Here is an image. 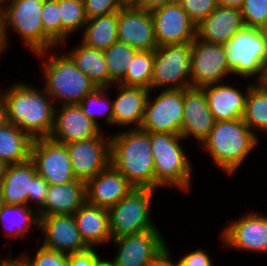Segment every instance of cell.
<instances>
[{
  "label": "cell",
  "instance_id": "1",
  "mask_svg": "<svg viewBox=\"0 0 267 266\" xmlns=\"http://www.w3.org/2000/svg\"><path fill=\"white\" fill-rule=\"evenodd\" d=\"M6 104L7 122L20 128L33 140L49 138L54 126L55 103L42 87L16 82L0 88Z\"/></svg>",
  "mask_w": 267,
  "mask_h": 266
},
{
  "label": "cell",
  "instance_id": "2",
  "mask_svg": "<svg viewBox=\"0 0 267 266\" xmlns=\"http://www.w3.org/2000/svg\"><path fill=\"white\" fill-rule=\"evenodd\" d=\"M110 164L134 188L155 190L154 158L150 134L141 129L110 133Z\"/></svg>",
  "mask_w": 267,
  "mask_h": 266
},
{
  "label": "cell",
  "instance_id": "3",
  "mask_svg": "<svg viewBox=\"0 0 267 266\" xmlns=\"http://www.w3.org/2000/svg\"><path fill=\"white\" fill-rule=\"evenodd\" d=\"M34 55L42 62L40 71L44 82L41 87L51 97L55 106L79 104L87 94L98 88L76 67L72 59L64 51L62 52L61 48L57 47Z\"/></svg>",
  "mask_w": 267,
  "mask_h": 266
},
{
  "label": "cell",
  "instance_id": "4",
  "mask_svg": "<svg viewBox=\"0 0 267 266\" xmlns=\"http://www.w3.org/2000/svg\"><path fill=\"white\" fill-rule=\"evenodd\" d=\"M259 138L244 123L243 119L216 121L207 139L201 145L211 156V162L225 175H235L256 147Z\"/></svg>",
  "mask_w": 267,
  "mask_h": 266
},
{
  "label": "cell",
  "instance_id": "5",
  "mask_svg": "<svg viewBox=\"0 0 267 266\" xmlns=\"http://www.w3.org/2000/svg\"><path fill=\"white\" fill-rule=\"evenodd\" d=\"M154 158L155 191L172 188L187 194L193 177L192 160L185 151L184 139L170 133H149Z\"/></svg>",
  "mask_w": 267,
  "mask_h": 266
},
{
  "label": "cell",
  "instance_id": "6",
  "mask_svg": "<svg viewBox=\"0 0 267 266\" xmlns=\"http://www.w3.org/2000/svg\"><path fill=\"white\" fill-rule=\"evenodd\" d=\"M43 6L44 0H6L1 11L7 52L10 32L13 31L32 55L57 48L44 34L41 23Z\"/></svg>",
  "mask_w": 267,
  "mask_h": 266
},
{
  "label": "cell",
  "instance_id": "7",
  "mask_svg": "<svg viewBox=\"0 0 267 266\" xmlns=\"http://www.w3.org/2000/svg\"><path fill=\"white\" fill-rule=\"evenodd\" d=\"M223 46L232 77L254 82L267 64V33L263 29L244 27Z\"/></svg>",
  "mask_w": 267,
  "mask_h": 266
},
{
  "label": "cell",
  "instance_id": "8",
  "mask_svg": "<svg viewBox=\"0 0 267 266\" xmlns=\"http://www.w3.org/2000/svg\"><path fill=\"white\" fill-rule=\"evenodd\" d=\"M155 192L150 188H133L108 209L112 239L159 229L151 218Z\"/></svg>",
  "mask_w": 267,
  "mask_h": 266
},
{
  "label": "cell",
  "instance_id": "9",
  "mask_svg": "<svg viewBox=\"0 0 267 266\" xmlns=\"http://www.w3.org/2000/svg\"><path fill=\"white\" fill-rule=\"evenodd\" d=\"M191 43L159 46L154 50L151 90L190 87ZM158 89V90H157Z\"/></svg>",
  "mask_w": 267,
  "mask_h": 266
},
{
  "label": "cell",
  "instance_id": "10",
  "mask_svg": "<svg viewBox=\"0 0 267 266\" xmlns=\"http://www.w3.org/2000/svg\"><path fill=\"white\" fill-rule=\"evenodd\" d=\"M150 91L140 129L147 133L180 135L183 124V89Z\"/></svg>",
  "mask_w": 267,
  "mask_h": 266
},
{
  "label": "cell",
  "instance_id": "11",
  "mask_svg": "<svg viewBox=\"0 0 267 266\" xmlns=\"http://www.w3.org/2000/svg\"><path fill=\"white\" fill-rule=\"evenodd\" d=\"M249 211L223 226L219 240L226 249L267 253V214Z\"/></svg>",
  "mask_w": 267,
  "mask_h": 266
},
{
  "label": "cell",
  "instance_id": "12",
  "mask_svg": "<svg viewBox=\"0 0 267 266\" xmlns=\"http://www.w3.org/2000/svg\"><path fill=\"white\" fill-rule=\"evenodd\" d=\"M229 76L232 77V71L223 44L208 43L196 37L191 42L190 87L221 83Z\"/></svg>",
  "mask_w": 267,
  "mask_h": 266
},
{
  "label": "cell",
  "instance_id": "13",
  "mask_svg": "<svg viewBox=\"0 0 267 266\" xmlns=\"http://www.w3.org/2000/svg\"><path fill=\"white\" fill-rule=\"evenodd\" d=\"M110 244L116 250L112 258L115 266H150L168 246L159 229L115 238Z\"/></svg>",
  "mask_w": 267,
  "mask_h": 266
},
{
  "label": "cell",
  "instance_id": "14",
  "mask_svg": "<svg viewBox=\"0 0 267 266\" xmlns=\"http://www.w3.org/2000/svg\"><path fill=\"white\" fill-rule=\"evenodd\" d=\"M30 160L36 172L48 184H64L76 180L67 148L50 138L35 139L31 147Z\"/></svg>",
  "mask_w": 267,
  "mask_h": 266
},
{
  "label": "cell",
  "instance_id": "15",
  "mask_svg": "<svg viewBox=\"0 0 267 266\" xmlns=\"http://www.w3.org/2000/svg\"><path fill=\"white\" fill-rule=\"evenodd\" d=\"M64 145L77 180L87 183L110 165V133Z\"/></svg>",
  "mask_w": 267,
  "mask_h": 266
},
{
  "label": "cell",
  "instance_id": "16",
  "mask_svg": "<svg viewBox=\"0 0 267 266\" xmlns=\"http://www.w3.org/2000/svg\"><path fill=\"white\" fill-rule=\"evenodd\" d=\"M159 46L191 43L196 38V24L178 2L150 11Z\"/></svg>",
  "mask_w": 267,
  "mask_h": 266
},
{
  "label": "cell",
  "instance_id": "17",
  "mask_svg": "<svg viewBox=\"0 0 267 266\" xmlns=\"http://www.w3.org/2000/svg\"><path fill=\"white\" fill-rule=\"evenodd\" d=\"M215 123L216 120L209 109L204 90L194 87L183 89V124L180 136L185 142L190 138L195 139L200 147Z\"/></svg>",
  "mask_w": 267,
  "mask_h": 266
},
{
  "label": "cell",
  "instance_id": "18",
  "mask_svg": "<svg viewBox=\"0 0 267 266\" xmlns=\"http://www.w3.org/2000/svg\"><path fill=\"white\" fill-rule=\"evenodd\" d=\"M41 246L48 250L73 254L89 248L83 241L73 215L39 216Z\"/></svg>",
  "mask_w": 267,
  "mask_h": 266
},
{
  "label": "cell",
  "instance_id": "19",
  "mask_svg": "<svg viewBox=\"0 0 267 266\" xmlns=\"http://www.w3.org/2000/svg\"><path fill=\"white\" fill-rule=\"evenodd\" d=\"M103 130L82 111L79 104L55 107L54 126L49 138L61 144L98 137Z\"/></svg>",
  "mask_w": 267,
  "mask_h": 266
},
{
  "label": "cell",
  "instance_id": "20",
  "mask_svg": "<svg viewBox=\"0 0 267 266\" xmlns=\"http://www.w3.org/2000/svg\"><path fill=\"white\" fill-rule=\"evenodd\" d=\"M118 42L129 44L137 51H154L158 45L150 11L121 8L118 11Z\"/></svg>",
  "mask_w": 267,
  "mask_h": 266
},
{
  "label": "cell",
  "instance_id": "21",
  "mask_svg": "<svg viewBox=\"0 0 267 266\" xmlns=\"http://www.w3.org/2000/svg\"><path fill=\"white\" fill-rule=\"evenodd\" d=\"M232 80L221 83H214L202 87L205 92L207 104L216 121H230L243 119L246 105V97L249 87L254 83H249L241 91L237 84H230ZM227 84H226V83ZM237 87H236V86Z\"/></svg>",
  "mask_w": 267,
  "mask_h": 266
},
{
  "label": "cell",
  "instance_id": "22",
  "mask_svg": "<svg viewBox=\"0 0 267 266\" xmlns=\"http://www.w3.org/2000/svg\"><path fill=\"white\" fill-rule=\"evenodd\" d=\"M110 88H115L116 97L113 103V127H121L122 130L140 129L144 118L146 103L150 89L143 87L124 86L115 83Z\"/></svg>",
  "mask_w": 267,
  "mask_h": 266
},
{
  "label": "cell",
  "instance_id": "23",
  "mask_svg": "<svg viewBox=\"0 0 267 266\" xmlns=\"http://www.w3.org/2000/svg\"><path fill=\"white\" fill-rule=\"evenodd\" d=\"M133 188L129 181L110 164L86 183V201L109 209Z\"/></svg>",
  "mask_w": 267,
  "mask_h": 266
},
{
  "label": "cell",
  "instance_id": "24",
  "mask_svg": "<svg viewBox=\"0 0 267 266\" xmlns=\"http://www.w3.org/2000/svg\"><path fill=\"white\" fill-rule=\"evenodd\" d=\"M245 27L240 9L218 6L196 25V37L208 43L225 44Z\"/></svg>",
  "mask_w": 267,
  "mask_h": 266
},
{
  "label": "cell",
  "instance_id": "25",
  "mask_svg": "<svg viewBox=\"0 0 267 266\" xmlns=\"http://www.w3.org/2000/svg\"><path fill=\"white\" fill-rule=\"evenodd\" d=\"M86 202V183L74 180L64 184H49L44 206L39 216L73 215Z\"/></svg>",
  "mask_w": 267,
  "mask_h": 266
},
{
  "label": "cell",
  "instance_id": "26",
  "mask_svg": "<svg viewBox=\"0 0 267 266\" xmlns=\"http://www.w3.org/2000/svg\"><path fill=\"white\" fill-rule=\"evenodd\" d=\"M83 241L89 247L107 245L112 240L109 229L108 209L101 208L87 201L73 214Z\"/></svg>",
  "mask_w": 267,
  "mask_h": 266
},
{
  "label": "cell",
  "instance_id": "27",
  "mask_svg": "<svg viewBox=\"0 0 267 266\" xmlns=\"http://www.w3.org/2000/svg\"><path fill=\"white\" fill-rule=\"evenodd\" d=\"M36 174L35 165L31 160L6 165L0 183L4 204L28 206V193H31L32 179Z\"/></svg>",
  "mask_w": 267,
  "mask_h": 266
},
{
  "label": "cell",
  "instance_id": "28",
  "mask_svg": "<svg viewBox=\"0 0 267 266\" xmlns=\"http://www.w3.org/2000/svg\"><path fill=\"white\" fill-rule=\"evenodd\" d=\"M65 53L76 67L87 75L97 87H109V71L102 50L90 48L79 41L78 45Z\"/></svg>",
  "mask_w": 267,
  "mask_h": 266
},
{
  "label": "cell",
  "instance_id": "29",
  "mask_svg": "<svg viewBox=\"0 0 267 266\" xmlns=\"http://www.w3.org/2000/svg\"><path fill=\"white\" fill-rule=\"evenodd\" d=\"M33 141L27 133L7 122L0 127V160L6 165L30 160Z\"/></svg>",
  "mask_w": 267,
  "mask_h": 266
},
{
  "label": "cell",
  "instance_id": "30",
  "mask_svg": "<svg viewBox=\"0 0 267 266\" xmlns=\"http://www.w3.org/2000/svg\"><path fill=\"white\" fill-rule=\"evenodd\" d=\"M39 219L38 212L29 206L4 204L0 211V228L9 240L24 239L31 228L39 232Z\"/></svg>",
  "mask_w": 267,
  "mask_h": 266
},
{
  "label": "cell",
  "instance_id": "31",
  "mask_svg": "<svg viewBox=\"0 0 267 266\" xmlns=\"http://www.w3.org/2000/svg\"><path fill=\"white\" fill-rule=\"evenodd\" d=\"M118 12L87 20L80 42L98 50H106L118 41Z\"/></svg>",
  "mask_w": 267,
  "mask_h": 266
},
{
  "label": "cell",
  "instance_id": "32",
  "mask_svg": "<svg viewBox=\"0 0 267 266\" xmlns=\"http://www.w3.org/2000/svg\"><path fill=\"white\" fill-rule=\"evenodd\" d=\"M243 121L258 138V133L267 134V94L254 83L246 97Z\"/></svg>",
  "mask_w": 267,
  "mask_h": 266
},
{
  "label": "cell",
  "instance_id": "33",
  "mask_svg": "<svg viewBox=\"0 0 267 266\" xmlns=\"http://www.w3.org/2000/svg\"><path fill=\"white\" fill-rule=\"evenodd\" d=\"M58 8L61 19V46L59 48L64 49L69 43V37H72L74 33L82 32L87 18L83 0H58Z\"/></svg>",
  "mask_w": 267,
  "mask_h": 266
},
{
  "label": "cell",
  "instance_id": "34",
  "mask_svg": "<svg viewBox=\"0 0 267 266\" xmlns=\"http://www.w3.org/2000/svg\"><path fill=\"white\" fill-rule=\"evenodd\" d=\"M111 88L98 87L87 94L79 103L83 113L95 122L102 130L99 120L104 117V124L112 127L113 103L109 94Z\"/></svg>",
  "mask_w": 267,
  "mask_h": 266
},
{
  "label": "cell",
  "instance_id": "35",
  "mask_svg": "<svg viewBox=\"0 0 267 266\" xmlns=\"http://www.w3.org/2000/svg\"><path fill=\"white\" fill-rule=\"evenodd\" d=\"M137 52L129 44L118 41L103 51L109 71V87L118 83L125 76Z\"/></svg>",
  "mask_w": 267,
  "mask_h": 266
},
{
  "label": "cell",
  "instance_id": "36",
  "mask_svg": "<svg viewBox=\"0 0 267 266\" xmlns=\"http://www.w3.org/2000/svg\"><path fill=\"white\" fill-rule=\"evenodd\" d=\"M153 62L154 51H138L125 76L118 83L151 90Z\"/></svg>",
  "mask_w": 267,
  "mask_h": 266
},
{
  "label": "cell",
  "instance_id": "37",
  "mask_svg": "<svg viewBox=\"0 0 267 266\" xmlns=\"http://www.w3.org/2000/svg\"><path fill=\"white\" fill-rule=\"evenodd\" d=\"M41 23L44 34L57 46H61V19L58 0H44Z\"/></svg>",
  "mask_w": 267,
  "mask_h": 266
},
{
  "label": "cell",
  "instance_id": "38",
  "mask_svg": "<svg viewBox=\"0 0 267 266\" xmlns=\"http://www.w3.org/2000/svg\"><path fill=\"white\" fill-rule=\"evenodd\" d=\"M240 11L245 27L267 29V0H244Z\"/></svg>",
  "mask_w": 267,
  "mask_h": 266
},
{
  "label": "cell",
  "instance_id": "39",
  "mask_svg": "<svg viewBox=\"0 0 267 266\" xmlns=\"http://www.w3.org/2000/svg\"><path fill=\"white\" fill-rule=\"evenodd\" d=\"M21 256L30 266H68V255L38 246L35 254L24 252Z\"/></svg>",
  "mask_w": 267,
  "mask_h": 266
},
{
  "label": "cell",
  "instance_id": "40",
  "mask_svg": "<svg viewBox=\"0 0 267 266\" xmlns=\"http://www.w3.org/2000/svg\"><path fill=\"white\" fill-rule=\"evenodd\" d=\"M177 2L196 25L218 7L216 0H178Z\"/></svg>",
  "mask_w": 267,
  "mask_h": 266
},
{
  "label": "cell",
  "instance_id": "41",
  "mask_svg": "<svg viewBox=\"0 0 267 266\" xmlns=\"http://www.w3.org/2000/svg\"><path fill=\"white\" fill-rule=\"evenodd\" d=\"M87 20L118 12L121 7L117 0H83Z\"/></svg>",
  "mask_w": 267,
  "mask_h": 266
},
{
  "label": "cell",
  "instance_id": "42",
  "mask_svg": "<svg viewBox=\"0 0 267 266\" xmlns=\"http://www.w3.org/2000/svg\"><path fill=\"white\" fill-rule=\"evenodd\" d=\"M48 187V182L42 176L36 174L33 177L31 193H28V206L30 208L38 212L44 206Z\"/></svg>",
  "mask_w": 267,
  "mask_h": 266
},
{
  "label": "cell",
  "instance_id": "43",
  "mask_svg": "<svg viewBox=\"0 0 267 266\" xmlns=\"http://www.w3.org/2000/svg\"><path fill=\"white\" fill-rule=\"evenodd\" d=\"M178 266H214V264L209 252L203 247H199L181 256L178 260Z\"/></svg>",
  "mask_w": 267,
  "mask_h": 266
},
{
  "label": "cell",
  "instance_id": "44",
  "mask_svg": "<svg viewBox=\"0 0 267 266\" xmlns=\"http://www.w3.org/2000/svg\"><path fill=\"white\" fill-rule=\"evenodd\" d=\"M99 251L97 247H89L86 250L69 254L68 266H94L100 257Z\"/></svg>",
  "mask_w": 267,
  "mask_h": 266
},
{
  "label": "cell",
  "instance_id": "45",
  "mask_svg": "<svg viewBox=\"0 0 267 266\" xmlns=\"http://www.w3.org/2000/svg\"><path fill=\"white\" fill-rule=\"evenodd\" d=\"M172 259L170 247L167 246L150 266H178V261L175 262V259Z\"/></svg>",
  "mask_w": 267,
  "mask_h": 266
},
{
  "label": "cell",
  "instance_id": "46",
  "mask_svg": "<svg viewBox=\"0 0 267 266\" xmlns=\"http://www.w3.org/2000/svg\"><path fill=\"white\" fill-rule=\"evenodd\" d=\"M178 0H140L137 8L144 9L146 11H152L156 8L162 7L166 4L177 2Z\"/></svg>",
  "mask_w": 267,
  "mask_h": 266
},
{
  "label": "cell",
  "instance_id": "47",
  "mask_svg": "<svg viewBox=\"0 0 267 266\" xmlns=\"http://www.w3.org/2000/svg\"><path fill=\"white\" fill-rule=\"evenodd\" d=\"M12 247L13 246H10L11 249L8 251L7 257L5 256V266H30L21 255L12 258Z\"/></svg>",
  "mask_w": 267,
  "mask_h": 266
},
{
  "label": "cell",
  "instance_id": "48",
  "mask_svg": "<svg viewBox=\"0 0 267 266\" xmlns=\"http://www.w3.org/2000/svg\"><path fill=\"white\" fill-rule=\"evenodd\" d=\"M254 84L267 94V64L262 69L257 79L254 81Z\"/></svg>",
  "mask_w": 267,
  "mask_h": 266
},
{
  "label": "cell",
  "instance_id": "49",
  "mask_svg": "<svg viewBox=\"0 0 267 266\" xmlns=\"http://www.w3.org/2000/svg\"><path fill=\"white\" fill-rule=\"evenodd\" d=\"M7 123L6 104L4 95L0 89V127Z\"/></svg>",
  "mask_w": 267,
  "mask_h": 266
},
{
  "label": "cell",
  "instance_id": "50",
  "mask_svg": "<svg viewBox=\"0 0 267 266\" xmlns=\"http://www.w3.org/2000/svg\"><path fill=\"white\" fill-rule=\"evenodd\" d=\"M218 6H227L240 9L244 0H216Z\"/></svg>",
  "mask_w": 267,
  "mask_h": 266
},
{
  "label": "cell",
  "instance_id": "51",
  "mask_svg": "<svg viewBox=\"0 0 267 266\" xmlns=\"http://www.w3.org/2000/svg\"><path fill=\"white\" fill-rule=\"evenodd\" d=\"M121 8H137L140 0H117Z\"/></svg>",
  "mask_w": 267,
  "mask_h": 266
},
{
  "label": "cell",
  "instance_id": "52",
  "mask_svg": "<svg viewBox=\"0 0 267 266\" xmlns=\"http://www.w3.org/2000/svg\"><path fill=\"white\" fill-rule=\"evenodd\" d=\"M6 51V46H5V40L3 36V29H2V11L0 9V56H4V52ZM0 57V58H1Z\"/></svg>",
  "mask_w": 267,
  "mask_h": 266
},
{
  "label": "cell",
  "instance_id": "53",
  "mask_svg": "<svg viewBox=\"0 0 267 266\" xmlns=\"http://www.w3.org/2000/svg\"><path fill=\"white\" fill-rule=\"evenodd\" d=\"M103 257H104V255L102 256V258L100 256L96 260V263H95L94 266H115L114 262L112 261V259H110V258L104 259Z\"/></svg>",
  "mask_w": 267,
  "mask_h": 266
},
{
  "label": "cell",
  "instance_id": "54",
  "mask_svg": "<svg viewBox=\"0 0 267 266\" xmlns=\"http://www.w3.org/2000/svg\"><path fill=\"white\" fill-rule=\"evenodd\" d=\"M5 168H6V164L3 163L1 160H0V183H1V180L4 176V172H5Z\"/></svg>",
  "mask_w": 267,
  "mask_h": 266
},
{
  "label": "cell",
  "instance_id": "55",
  "mask_svg": "<svg viewBox=\"0 0 267 266\" xmlns=\"http://www.w3.org/2000/svg\"><path fill=\"white\" fill-rule=\"evenodd\" d=\"M3 206H4V202H3L2 192H1V188H0V211H1Z\"/></svg>",
  "mask_w": 267,
  "mask_h": 266
},
{
  "label": "cell",
  "instance_id": "56",
  "mask_svg": "<svg viewBox=\"0 0 267 266\" xmlns=\"http://www.w3.org/2000/svg\"><path fill=\"white\" fill-rule=\"evenodd\" d=\"M0 266H5V257L0 258Z\"/></svg>",
  "mask_w": 267,
  "mask_h": 266
},
{
  "label": "cell",
  "instance_id": "57",
  "mask_svg": "<svg viewBox=\"0 0 267 266\" xmlns=\"http://www.w3.org/2000/svg\"><path fill=\"white\" fill-rule=\"evenodd\" d=\"M6 2V0H0V9L2 10L3 4Z\"/></svg>",
  "mask_w": 267,
  "mask_h": 266
}]
</instances>
